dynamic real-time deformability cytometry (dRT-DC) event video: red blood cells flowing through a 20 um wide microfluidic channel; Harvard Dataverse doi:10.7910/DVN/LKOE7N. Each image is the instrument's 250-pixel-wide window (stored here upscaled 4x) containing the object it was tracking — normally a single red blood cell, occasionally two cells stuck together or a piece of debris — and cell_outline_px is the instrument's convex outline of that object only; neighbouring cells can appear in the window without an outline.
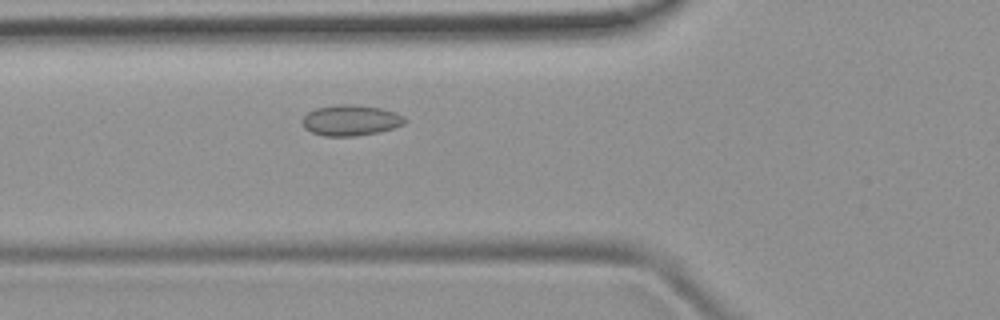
{"species": "common noctule bat (a hibernating species)", "species_latin": "Nyctalus noctula", "temperature_condition": "room temperature", "stored_images_in_passage": 16, "camera_frame_rate_fps": 3000, "um_per_image_px": 0.085, "animal": {"sex": "female", "body_mass_g": 19.9}, "frame": {"image": 1, "passage_image": 12, "time_ms": 3.667, "image_size_px": [1000, 320], "cell_outline_px": [[408, 120], [404, 124], [380, 132], [356, 136], [324, 136], [312, 132], [304, 128], [304, 116], [308, 112], [316, 108], [336, 104], [352, 104], [380, 108], [396, 112], [404, 116]], "centroid_in_image_um": [29.84, 10.22], "position_along_channel_um": 96.0, "area_um2": 18.38}}
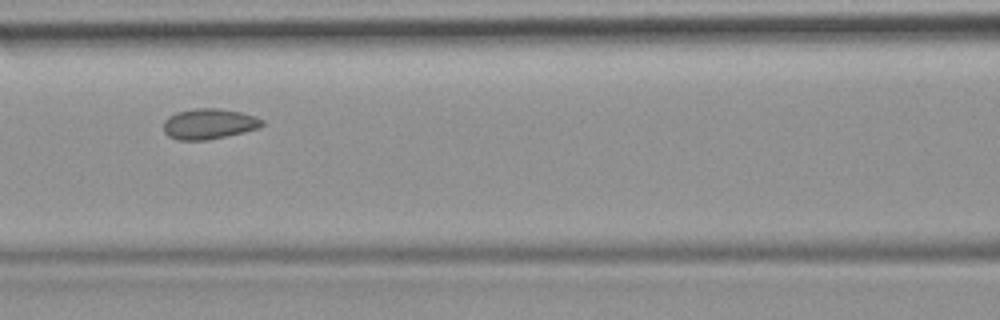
{"frame": {"image": 2, "passage_image": 16, "time_ms": 5.0, "image_size_px": [1000, 320], "cell_outline_px": [[264, 124], [260, 128], [244, 132], [208, 140], [176, 140], [168, 136], [164, 132], [164, 120], [168, 116], [176, 112], [192, 108], [220, 108], [240, 112], [256, 116], [264, 120]], "centroid_in_image_um": [17.76, 10.52], "position_along_channel_um": 148.8, "area_um2": 17.8}}